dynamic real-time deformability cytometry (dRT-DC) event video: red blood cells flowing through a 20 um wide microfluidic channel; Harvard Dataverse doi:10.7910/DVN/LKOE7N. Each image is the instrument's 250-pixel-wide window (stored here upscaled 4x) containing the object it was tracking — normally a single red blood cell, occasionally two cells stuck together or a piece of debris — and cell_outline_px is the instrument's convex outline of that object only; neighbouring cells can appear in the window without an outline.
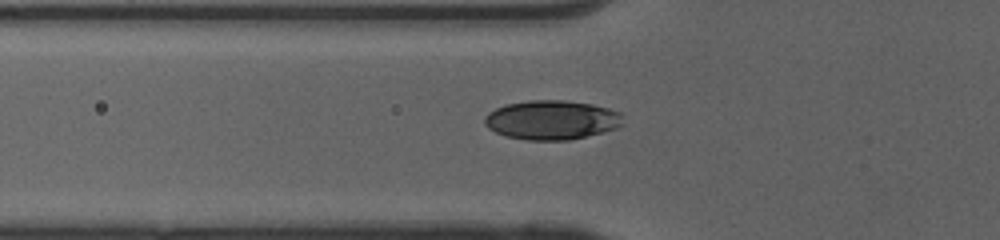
{"species": "human", "species_latin": "Homo sapiens", "temperature_condition": "cold", "stored_images_in_passage": 35, "camera_frame_rate_fps": 3000, "um_per_image_px": 0.085, "donor": {"sex": "female"}, "frame": {"image": 1, "passage_image": 3, "time_ms": 0.667, "image_size_px": [1000, 240], "cell_outline_px": [[624, 124], [616, 128], [568, 140], [528, 140], [504, 136], [488, 128], [484, 124], [484, 116], [488, 112], [504, 104], [528, 100], [564, 100], [592, 104], [608, 108], [620, 112]], "centroid_in_image_um": [46.86, 10.18], "position_along_channel_um": 78.9, "area_um2": 31.73}}
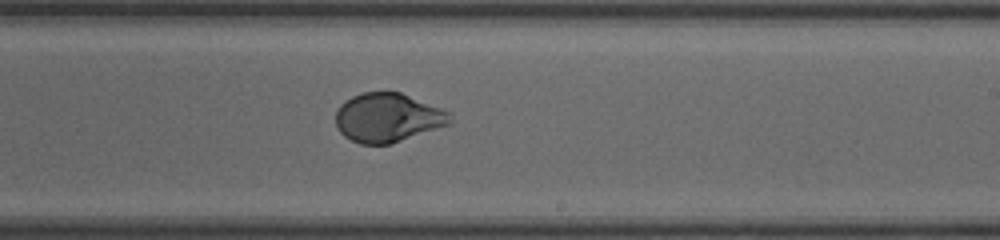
{"frame": {"image": 2, "passage_image": 16, "time_ms": 5.0, "image_size_px": [1000, 240], "cell_outline_px": [[452, 124], [388, 144], [360, 144], [344, 136], [340, 132], [336, 124], [336, 108], [344, 100], [360, 92], [400, 92], [452, 112]], "centroid_in_image_um": [32.97, 9.99], "position_along_channel_um": 256.0, "area_um2": 32.83}}
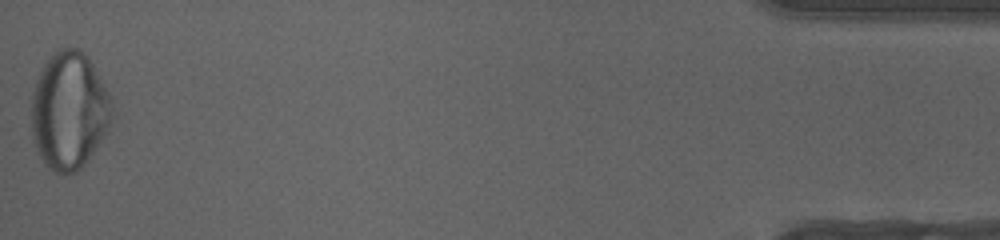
{"frame": {"image": 3, "passage_image": 35, "time_ms": 11.333, "image_size_px": [1000, 240], "cell_outline_px": [[116, 116], [108, 132], [88, 160], [76, 172], [56, 172], [48, 168], [44, 164], [36, 152], [32, 136], [32, 92], [36, 80], [44, 64], [56, 52], [64, 48], [76, 48], [84, 52], [88, 56], [112, 96]], "centroid_in_image_um": [5.93, 9.43], "position_along_channel_um": 429.3, "area_um2": 56.01}, "authors_computed_cell_mechanics": {"area_um2": 33.8708, "velocity_mm_per_s": 4.078, "shape_relaxation_time_tau1_ms": 4.0703, "shape_relaxation_time_tau2_ms": null, "deformation_change_tau1": 0.1714, "deformation_change_tau2": null}}